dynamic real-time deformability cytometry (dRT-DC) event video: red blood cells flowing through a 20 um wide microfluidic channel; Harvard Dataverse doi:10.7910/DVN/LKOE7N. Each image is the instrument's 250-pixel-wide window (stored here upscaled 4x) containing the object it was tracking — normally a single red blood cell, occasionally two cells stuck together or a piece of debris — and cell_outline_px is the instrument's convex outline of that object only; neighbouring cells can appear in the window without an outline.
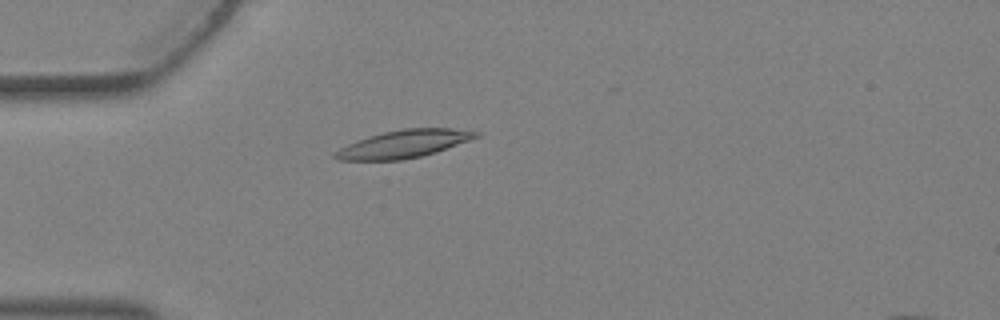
{"species": "Egyptian fruit bat (a non-hibernating species)", "species_latin": "Rousettus aegyptiacus", "temperature_condition": "warm", "stored_images_in_passage": 4, "camera_frame_rate_fps": 3000, "um_per_image_px": 0.085, "animal": {"sex": "female"}, "frame": {"image": 1, "passage_image": 4, "time_ms": 1.0, "image_size_px": [1000, 320], "cell_outline_px": [[480, 136], [436, 152], [420, 156], [400, 160], [340, 160], [332, 156], [332, 152], [348, 144], [384, 132], [404, 128], [452, 128], [480, 132]], "centroid_in_image_um": [34.33, 12.23], "position_along_channel_um": 50.7, "area_um2": 22.43}}